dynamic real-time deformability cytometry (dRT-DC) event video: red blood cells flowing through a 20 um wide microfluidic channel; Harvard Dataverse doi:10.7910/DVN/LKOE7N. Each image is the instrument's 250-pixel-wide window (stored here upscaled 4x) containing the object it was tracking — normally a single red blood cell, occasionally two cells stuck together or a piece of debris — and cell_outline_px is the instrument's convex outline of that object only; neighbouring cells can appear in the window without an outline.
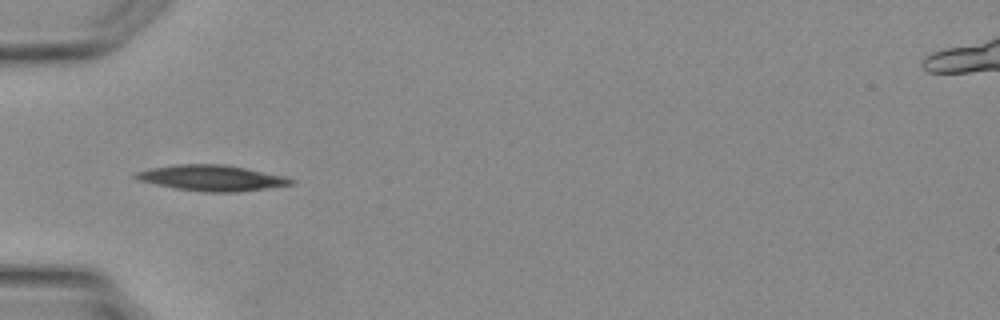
{"species": "Egyptian fruit bat (a non-hibernating species)", "species_latin": "Rousettus aegyptiacus", "temperature_condition": "warm", "stored_images_in_passage": 16, "camera_frame_rate_fps": 3000, "um_per_image_px": 0.085, "animal": {"sex": "female"}, "frame": {"image": 1, "passage_image": 1, "time_ms": 0.0, "image_size_px": [1000, 320], "cell_outline_px": [[296, 180], [292, 184], [268, 188], [236, 192], [212, 192], [176, 188], [156, 184], [140, 180], [132, 176], [136, 172], [148, 168], [176, 164], [224, 164], [288, 176]], "centroid_in_image_um": [18.03, 15.11], "position_along_channel_um": 67.0, "area_um2": 23.24}}